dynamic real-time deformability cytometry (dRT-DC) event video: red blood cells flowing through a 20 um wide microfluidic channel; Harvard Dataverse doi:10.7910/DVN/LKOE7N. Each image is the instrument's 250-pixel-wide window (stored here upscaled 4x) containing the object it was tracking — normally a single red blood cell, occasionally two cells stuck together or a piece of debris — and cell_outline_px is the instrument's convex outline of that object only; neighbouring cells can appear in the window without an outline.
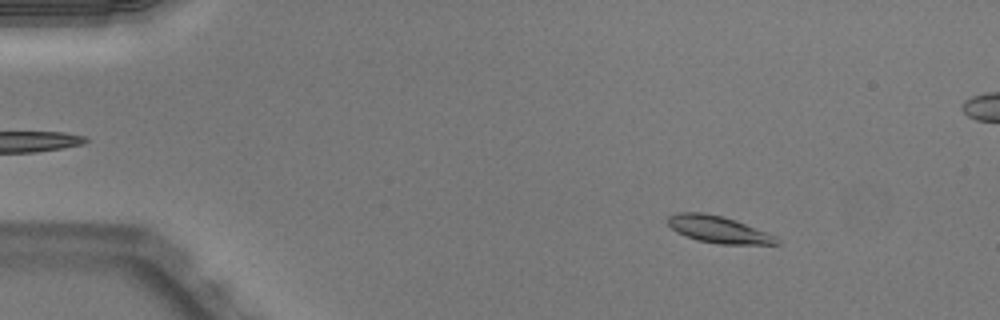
{"species": "Egyptian fruit bat (a non-hibernating species)", "species_latin": "Rousettus aegyptiacus", "temperature_condition": "warm", "stored_images_in_passage": 46, "camera_frame_rate_fps": 3000, "um_per_image_px": 0.085, "animal": {"sex": "male"}, "frame": {"image": 1, "passage_image": 1, "time_ms": 0.0, "image_size_px": [1000, 320], "cell_outline_px": [[780, 244], [720, 244], [696, 240], [676, 232], [668, 224], [668, 216], [676, 212], [700, 212], [720, 216], [736, 220], [776, 236], [780, 240]], "centroid_in_image_um": [61.06, 19.51], "position_along_channel_um": 23.9, "area_um2": 16.99}}
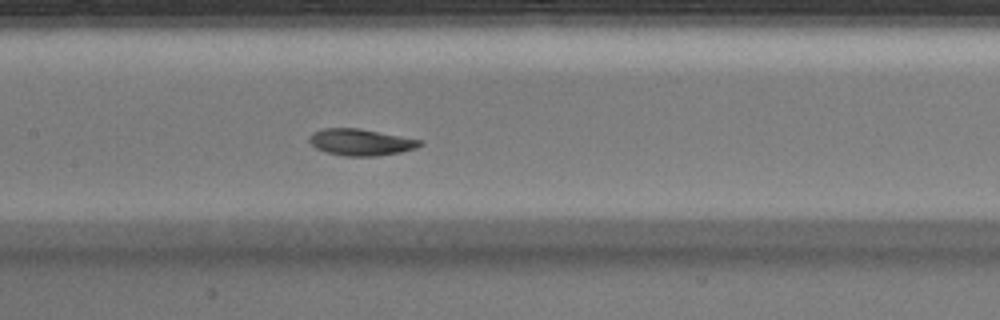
{"frame": {"image": 2, "passage_image": 19, "time_ms": 6.0, "image_size_px": [1000, 320], "cell_outline_px": [[424, 144], [416, 148], [400, 152], [376, 156], [344, 156], [324, 152], [316, 148], [308, 140], [308, 136], [312, 132], [324, 128], [360, 128], [420, 140]], "centroid_in_image_um": [30.62, 12.08], "position_along_channel_um": 176.8, "area_um2": 17.17}}
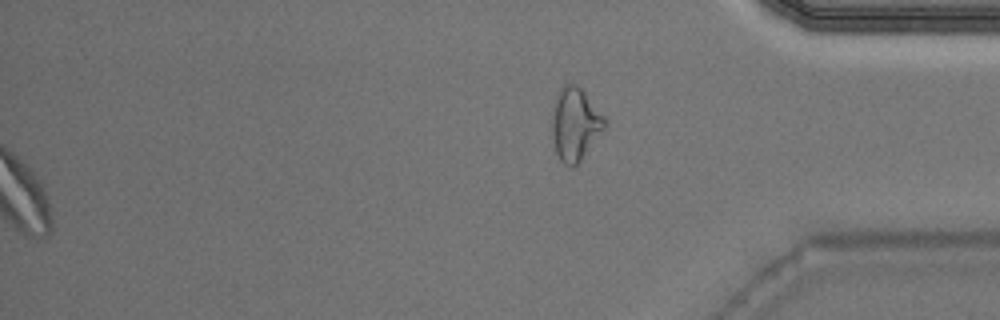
{"frame": {"image": 3, "passage_image": 46, "time_ms": 15.0, "image_size_px": [1000, 320], "cell_outline_px": [[608, 124], [580, 160], [572, 168], [564, 164], [560, 160], [556, 152], [552, 136], [552, 116], [556, 96], [560, 88], [564, 84], [576, 84], [584, 92], [608, 120]], "centroid_in_image_um": [48.89, 10.55], "position_along_channel_um": 386.3, "area_um2": 22.2}, "authors_computed_cell_mechanics": {"area_um2": 17.1666, "velocity_mm_per_s": 3.9556, "shape_relaxation_time_tau1_ms": 2.7167, "shape_relaxation_time_tau2_ms": 2.8247, "deformation_change_tau1": 0.1785, "deformation_change_tau2": 0.0909}}